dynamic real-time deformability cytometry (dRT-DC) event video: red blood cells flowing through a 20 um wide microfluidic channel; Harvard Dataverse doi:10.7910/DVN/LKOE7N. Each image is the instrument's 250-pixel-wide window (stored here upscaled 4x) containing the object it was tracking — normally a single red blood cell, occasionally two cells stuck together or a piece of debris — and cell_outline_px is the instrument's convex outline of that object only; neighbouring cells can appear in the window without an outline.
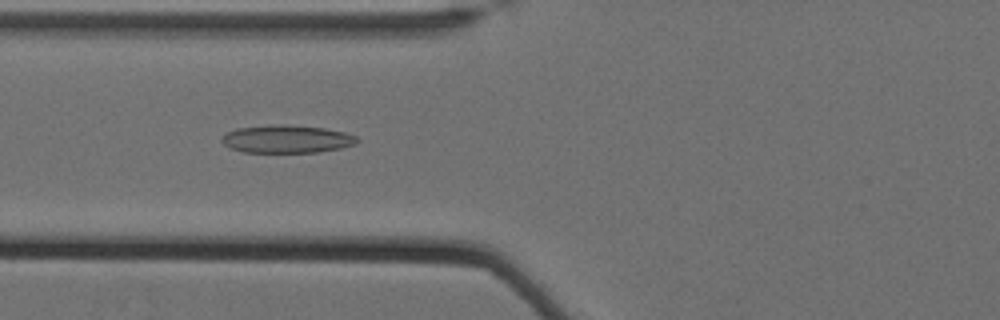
{"species": "Egyptian fruit bat (a non-hibernating species)", "species_latin": "Rousettus aegyptiacus", "temperature_condition": "cold", "stored_images_in_passage": 62, "camera_frame_rate_fps": 3000, "um_per_image_px": 0.085, "animal": {"sex": "female"}, "frame": {"image": 1, "passage_image": 28, "time_ms": 9.0, "image_size_px": [1000, 320], "cell_outline_px": [[360, 140], [356, 144], [340, 148], [316, 152], [244, 152], [228, 148], [220, 140], [228, 132], [236, 128], [276, 124], [324, 128], [344, 132], [356, 136]], "centroid_in_image_um": [24.37, 11.82], "position_along_channel_um": 101.4, "area_um2": 21.85}}
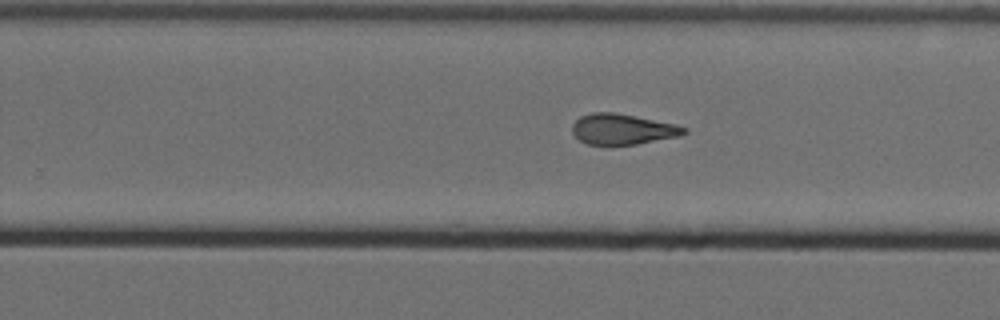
{"frame": {"image": 2, "passage_image": 43, "time_ms": 14.0, "image_size_px": [1000, 320], "cell_outline_px": [[688, 132], [680, 136], [636, 144], [588, 144], [580, 140], [572, 132], [572, 124], [580, 116], [592, 112], [616, 112], [676, 124], [688, 128]], "centroid_in_image_um": [52.94, 10.96], "position_along_channel_um": 276.9, "area_um2": 19.94}}
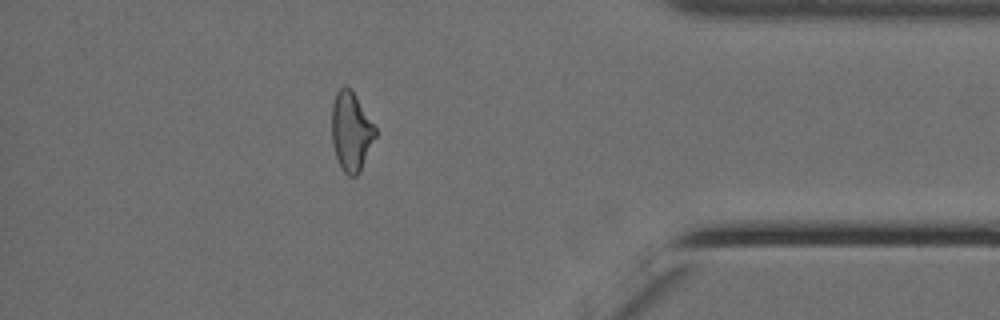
{"frame": {"image": 3, "passage_image": 56, "time_ms": 18.333, "image_size_px": [1000, 320], "cell_outline_px": [[376, 136], [360, 172], [356, 176], [348, 176], [340, 168], [332, 144], [332, 104], [336, 92], [344, 84], [352, 88], [376, 128]], "centroid_in_image_um": [29.84, 11.15], "position_along_channel_um": 405.4, "area_um2": 20.35}, "authors_computed_cell_mechanics": {"area_um2": 21.1837, "velocity_mm_per_s": 3.4895, "shape_relaxation_time_tau1_ms": 10.4611, "shape_relaxation_time_tau2_ms": 2.4734, "deformation_change_tau1": 0.2531, "deformation_change_tau2": 0.1115}}